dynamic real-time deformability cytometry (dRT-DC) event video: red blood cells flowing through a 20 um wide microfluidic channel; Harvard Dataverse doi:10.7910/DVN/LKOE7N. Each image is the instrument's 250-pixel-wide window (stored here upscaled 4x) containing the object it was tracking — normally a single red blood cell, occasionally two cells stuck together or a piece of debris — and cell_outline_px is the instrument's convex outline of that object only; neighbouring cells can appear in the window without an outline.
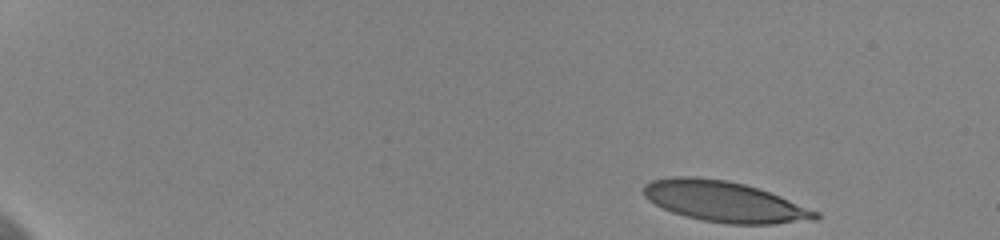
{"species": "human", "species_latin": "Homo sapiens", "temperature_condition": "cold", "stored_images_in_passage": 52, "camera_frame_rate_fps": 3000, "um_per_image_px": 0.085, "donor": {"sex": "female"}, "frame": {"image": 1, "passage_image": 1, "time_ms": 0.0, "image_size_px": [1000, 240], "cell_outline_px": [[820, 216], [816, 220], [772, 224], [728, 224], [700, 220], [684, 216], [672, 212], [648, 200], [644, 196], [644, 184], [652, 180], [672, 176], [692, 176], [728, 180], [744, 184], [780, 196], [820, 212]], "centroid_in_image_um": [61.57, 17.14], "position_along_channel_um": 23.4, "area_um2": 40.81}}
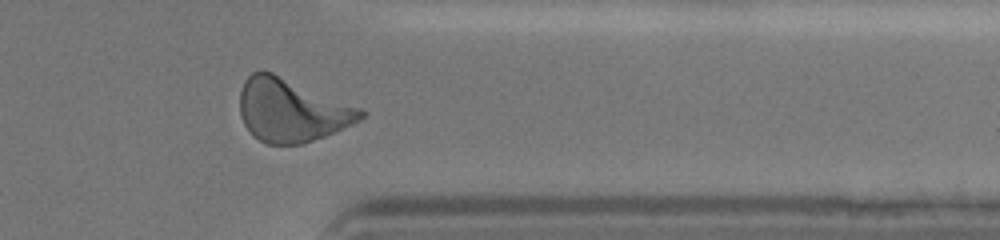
{"frame": {"image": 2, "passage_image": 43, "time_ms": 14.0, "image_size_px": [1000, 240], "cell_outline_px": [[364, 116], [360, 120], [352, 124], [324, 136], [304, 144], [264, 144], [252, 136], [244, 124], [240, 112], [240, 92], [244, 80], [252, 72], [272, 72], [360, 108], [364, 112]], "centroid_in_image_um": [24.74, 9.4], "position_along_channel_um": 386.7, "area_um2": 43.99}}
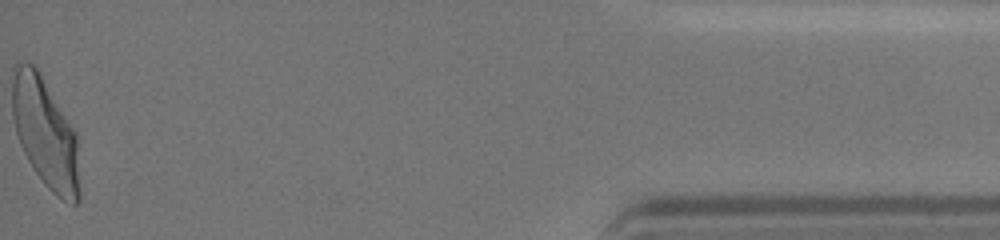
{"frame": {"image": 3, "passage_image": 52, "time_ms": 17.0, "image_size_px": [1000, 240], "cell_outline_px": [[80, 200], [76, 204], [72, 204], [56, 196], [44, 184], [32, 168], [20, 144], [16, 132], [12, 116], [12, 68], [20, 60], [32, 64], [40, 72], [76, 132], [80, 192]], "centroid_in_image_um": [3.84, 11.29], "position_along_channel_um": 431.4, "area_um2": 43.47}, "authors_computed_cell_mechanics": {"area_um2": 41.616, "velocity_mm_per_s": 3.6127, "shape_relaxation_time_tau1_ms": 5.9598, "shape_relaxation_time_tau2_ms": 1.1176, "deformation_change_tau1": 0.2111, "deformation_change_tau2": 0.0891}}